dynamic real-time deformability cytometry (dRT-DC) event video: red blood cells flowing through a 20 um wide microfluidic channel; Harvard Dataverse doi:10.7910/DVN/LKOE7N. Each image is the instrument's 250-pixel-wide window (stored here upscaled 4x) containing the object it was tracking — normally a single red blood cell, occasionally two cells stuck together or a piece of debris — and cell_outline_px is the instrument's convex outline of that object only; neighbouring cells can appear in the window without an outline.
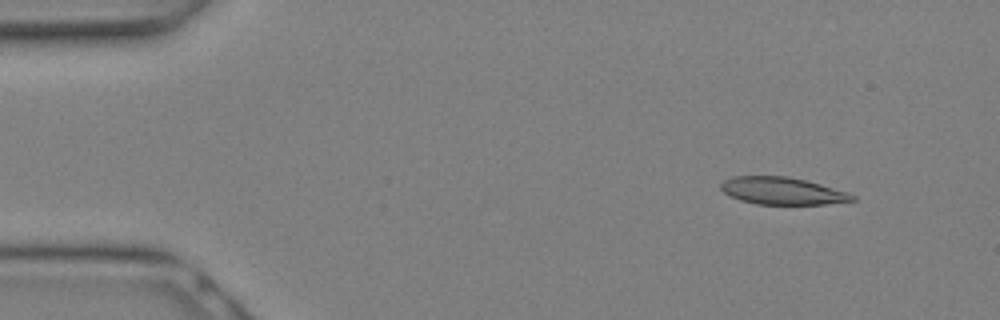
{"species": "Egyptian fruit bat (a non-hibernating species)", "species_latin": "Rousettus aegyptiacus", "temperature_condition": "warm", "stored_images_in_passage": 10, "camera_frame_rate_fps": 3000, "um_per_image_px": 0.085, "animal": {"sex": "female"}, "frame": {"image": 1, "passage_image": 3, "time_ms": 0.667, "image_size_px": [1000, 320], "cell_outline_px": [[856, 200], [824, 204], [756, 204], [740, 200], [724, 192], [720, 188], [720, 184], [724, 180], [732, 176], [784, 176], [804, 180], [820, 184], [848, 192], [856, 196]], "centroid_in_image_um": [66.49, 16.22], "position_along_channel_um": 18.5, "area_um2": 20.75}}
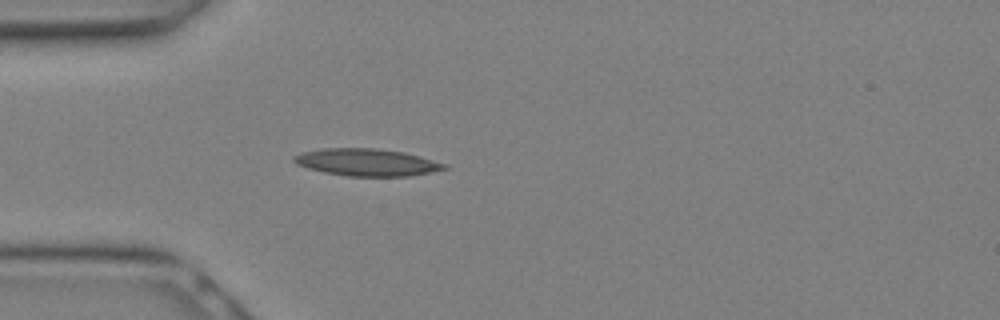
{"frame": {"image": 2, "passage_image": 8, "time_ms": 2.333, "image_size_px": [1000, 320], "cell_outline_px": [[448, 168], [408, 176], [348, 176], [324, 172], [308, 168], [296, 164], [292, 160], [292, 156], [300, 152], [320, 148], [376, 148], [404, 152], [420, 156], [448, 164]], "centroid_in_image_um": [31.14, 13.78], "position_along_channel_um": 53.9, "area_um2": 23.93}}
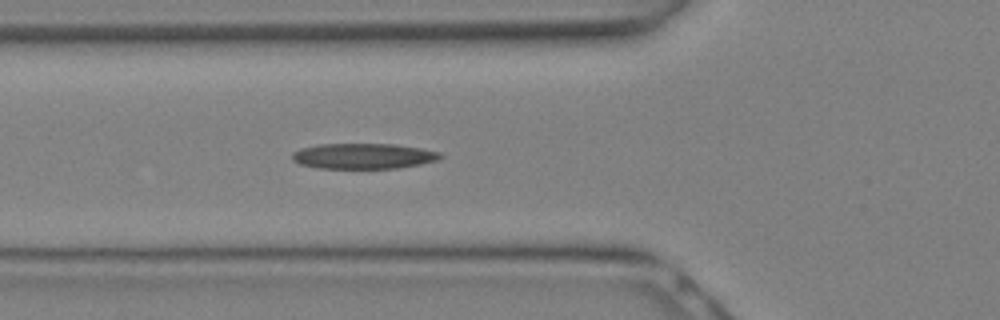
{"frame": {"image": 3, "passage_image": 10, "time_ms": 3.0, "image_size_px": [1000, 320], "cell_outline_px": [[444, 156], [436, 160], [420, 164], [396, 168], [320, 168], [300, 164], [292, 160], [292, 152], [300, 148], [320, 144], [396, 144], [420, 148], [440, 152]], "centroid_in_image_um": [30.87, 13.26], "position_along_channel_um": 94.9, "area_um2": 21.96}}